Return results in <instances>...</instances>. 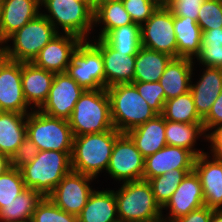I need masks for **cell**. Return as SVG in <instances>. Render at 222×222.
<instances>
[{
    "label": "cell",
    "mask_w": 222,
    "mask_h": 222,
    "mask_svg": "<svg viewBox=\"0 0 222 222\" xmlns=\"http://www.w3.org/2000/svg\"><path fill=\"white\" fill-rule=\"evenodd\" d=\"M32 222H78L77 216L69 214L55 205L48 197H43L32 215Z\"/></svg>",
    "instance_id": "cell-36"
},
{
    "label": "cell",
    "mask_w": 222,
    "mask_h": 222,
    "mask_svg": "<svg viewBox=\"0 0 222 222\" xmlns=\"http://www.w3.org/2000/svg\"><path fill=\"white\" fill-rule=\"evenodd\" d=\"M12 168L11 157L0 152V176Z\"/></svg>",
    "instance_id": "cell-47"
},
{
    "label": "cell",
    "mask_w": 222,
    "mask_h": 222,
    "mask_svg": "<svg viewBox=\"0 0 222 222\" xmlns=\"http://www.w3.org/2000/svg\"><path fill=\"white\" fill-rule=\"evenodd\" d=\"M37 146L26 137L11 157L12 167L20 169L30 163L38 154Z\"/></svg>",
    "instance_id": "cell-41"
},
{
    "label": "cell",
    "mask_w": 222,
    "mask_h": 222,
    "mask_svg": "<svg viewBox=\"0 0 222 222\" xmlns=\"http://www.w3.org/2000/svg\"><path fill=\"white\" fill-rule=\"evenodd\" d=\"M139 94L144 98L148 105L157 113L162 114L165 104V92L159 82H140L132 83Z\"/></svg>",
    "instance_id": "cell-38"
},
{
    "label": "cell",
    "mask_w": 222,
    "mask_h": 222,
    "mask_svg": "<svg viewBox=\"0 0 222 222\" xmlns=\"http://www.w3.org/2000/svg\"><path fill=\"white\" fill-rule=\"evenodd\" d=\"M26 136L39 151H72L74 135L68 120L51 117L39 110L27 114Z\"/></svg>",
    "instance_id": "cell-7"
},
{
    "label": "cell",
    "mask_w": 222,
    "mask_h": 222,
    "mask_svg": "<svg viewBox=\"0 0 222 222\" xmlns=\"http://www.w3.org/2000/svg\"><path fill=\"white\" fill-rule=\"evenodd\" d=\"M94 40L92 43L103 57L105 89L116 84L133 83L136 55L117 52L103 38Z\"/></svg>",
    "instance_id": "cell-18"
},
{
    "label": "cell",
    "mask_w": 222,
    "mask_h": 222,
    "mask_svg": "<svg viewBox=\"0 0 222 222\" xmlns=\"http://www.w3.org/2000/svg\"><path fill=\"white\" fill-rule=\"evenodd\" d=\"M103 39L117 52L137 55L141 48L140 25L129 24L115 28Z\"/></svg>",
    "instance_id": "cell-33"
},
{
    "label": "cell",
    "mask_w": 222,
    "mask_h": 222,
    "mask_svg": "<svg viewBox=\"0 0 222 222\" xmlns=\"http://www.w3.org/2000/svg\"><path fill=\"white\" fill-rule=\"evenodd\" d=\"M222 124V92L213 103L210 112L203 119V128L207 135V132L218 125Z\"/></svg>",
    "instance_id": "cell-43"
},
{
    "label": "cell",
    "mask_w": 222,
    "mask_h": 222,
    "mask_svg": "<svg viewBox=\"0 0 222 222\" xmlns=\"http://www.w3.org/2000/svg\"><path fill=\"white\" fill-rule=\"evenodd\" d=\"M197 24L202 32L222 28V0H205L200 7Z\"/></svg>",
    "instance_id": "cell-37"
},
{
    "label": "cell",
    "mask_w": 222,
    "mask_h": 222,
    "mask_svg": "<svg viewBox=\"0 0 222 222\" xmlns=\"http://www.w3.org/2000/svg\"><path fill=\"white\" fill-rule=\"evenodd\" d=\"M115 128L100 133L74 137L71 154L72 171L97 178L107 171L115 140L121 135Z\"/></svg>",
    "instance_id": "cell-1"
},
{
    "label": "cell",
    "mask_w": 222,
    "mask_h": 222,
    "mask_svg": "<svg viewBox=\"0 0 222 222\" xmlns=\"http://www.w3.org/2000/svg\"><path fill=\"white\" fill-rule=\"evenodd\" d=\"M172 58L166 53L141 46L136 55L134 81L159 82Z\"/></svg>",
    "instance_id": "cell-28"
},
{
    "label": "cell",
    "mask_w": 222,
    "mask_h": 222,
    "mask_svg": "<svg viewBox=\"0 0 222 222\" xmlns=\"http://www.w3.org/2000/svg\"><path fill=\"white\" fill-rule=\"evenodd\" d=\"M77 220L78 222H119L115 190H94L77 216Z\"/></svg>",
    "instance_id": "cell-25"
},
{
    "label": "cell",
    "mask_w": 222,
    "mask_h": 222,
    "mask_svg": "<svg viewBox=\"0 0 222 222\" xmlns=\"http://www.w3.org/2000/svg\"><path fill=\"white\" fill-rule=\"evenodd\" d=\"M202 135L204 138L207 137L203 123H181L165 120V138L167 145L190 150L196 157L206 153L194 148L196 139Z\"/></svg>",
    "instance_id": "cell-29"
},
{
    "label": "cell",
    "mask_w": 222,
    "mask_h": 222,
    "mask_svg": "<svg viewBox=\"0 0 222 222\" xmlns=\"http://www.w3.org/2000/svg\"><path fill=\"white\" fill-rule=\"evenodd\" d=\"M27 114L0 111V152L12 157L26 136Z\"/></svg>",
    "instance_id": "cell-26"
},
{
    "label": "cell",
    "mask_w": 222,
    "mask_h": 222,
    "mask_svg": "<svg viewBox=\"0 0 222 222\" xmlns=\"http://www.w3.org/2000/svg\"><path fill=\"white\" fill-rule=\"evenodd\" d=\"M196 156L182 147L166 145L145 158L143 179L150 180L175 169H194Z\"/></svg>",
    "instance_id": "cell-19"
},
{
    "label": "cell",
    "mask_w": 222,
    "mask_h": 222,
    "mask_svg": "<svg viewBox=\"0 0 222 222\" xmlns=\"http://www.w3.org/2000/svg\"><path fill=\"white\" fill-rule=\"evenodd\" d=\"M144 162L132 139L122 133L115 140L106 173L121 183L142 180Z\"/></svg>",
    "instance_id": "cell-11"
},
{
    "label": "cell",
    "mask_w": 222,
    "mask_h": 222,
    "mask_svg": "<svg viewBox=\"0 0 222 222\" xmlns=\"http://www.w3.org/2000/svg\"><path fill=\"white\" fill-rule=\"evenodd\" d=\"M205 0H172L166 8L174 16L190 17L197 22L198 13Z\"/></svg>",
    "instance_id": "cell-40"
},
{
    "label": "cell",
    "mask_w": 222,
    "mask_h": 222,
    "mask_svg": "<svg viewBox=\"0 0 222 222\" xmlns=\"http://www.w3.org/2000/svg\"><path fill=\"white\" fill-rule=\"evenodd\" d=\"M194 60L189 58H172L159 79L164 89L165 99L170 100L190 91Z\"/></svg>",
    "instance_id": "cell-23"
},
{
    "label": "cell",
    "mask_w": 222,
    "mask_h": 222,
    "mask_svg": "<svg viewBox=\"0 0 222 222\" xmlns=\"http://www.w3.org/2000/svg\"><path fill=\"white\" fill-rule=\"evenodd\" d=\"M204 206L201 181L195 170L187 173L162 210L170 209L169 215L162 216L164 222H172L189 212Z\"/></svg>",
    "instance_id": "cell-14"
},
{
    "label": "cell",
    "mask_w": 222,
    "mask_h": 222,
    "mask_svg": "<svg viewBox=\"0 0 222 222\" xmlns=\"http://www.w3.org/2000/svg\"><path fill=\"white\" fill-rule=\"evenodd\" d=\"M194 169H175L149 180L155 201L161 208L168 202L187 173Z\"/></svg>",
    "instance_id": "cell-34"
},
{
    "label": "cell",
    "mask_w": 222,
    "mask_h": 222,
    "mask_svg": "<svg viewBox=\"0 0 222 222\" xmlns=\"http://www.w3.org/2000/svg\"><path fill=\"white\" fill-rule=\"evenodd\" d=\"M159 7H166L172 0H153Z\"/></svg>",
    "instance_id": "cell-50"
},
{
    "label": "cell",
    "mask_w": 222,
    "mask_h": 222,
    "mask_svg": "<svg viewBox=\"0 0 222 222\" xmlns=\"http://www.w3.org/2000/svg\"><path fill=\"white\" fill-rule=\"evenodd\" d=\"M83 92L84 89L66 72L55 73L47 100L39 111L68 120Z\"/></svg>",
    "instance_id": "cell-13"
},
{
    "label": "cell",
    "mask_w": 222,
    "mask_h": 222,
    "mask_svg": "<svg viewBox=\"0 0 222 222\" xmlns=\"http://www.w3.org/2000/svg\"><path fill=\"white\" fill-rule=\"evenodd\" d=\"M87 1H89L94 6L99 0H87Z\"/></svg>",
    "instance_id": "cell-52"
},
{
    "label": "cell",
    "mask_w": 222,
    "mask_h": 222,
    "mask_svg": "<svg viewBox=\"0 0 222 222\" xmlns=\"http://www.w3.org/2000/svg\"><path fill=\"white\" fill-rule=\"evenodd\" d=\"M133 22L144 24L159 7L153 0H122Z\"/></svg>",
    "instance_id": "cell-39"
},
{
    "label": "cell",
    "mask_w": 222,
    "mask_h": 222,
    "mask_svg": "<svg viewBox=\"0 0 222 222\" xmlns=\"http://www.w3.org/2000/svg\"><path fill=\"white\" fill-rule=\"evenodd\" d=\"M43 196L34 189L26 188L11 203L0 209V222H22L32 219L37 204Z\"/></svg>",
    "instance_id": "cell-31"
},
{
    "label": "cell",
    "mask_w": 222,
    "mask_h": 222,
    "mask_svg": "<svg viewBox=\"0 0 222 222\" xmlns=\"http://www.w3.org/2000/svg\"><path fill=\"white\" fill-rule=\"evenodd\" d=\"M21 81V62L8 59L0 69V111L28 114Z\"/></svg>",
    "instance_id": "cell-16"
},
{
    "label": "cell",
    "mask_w": 222,
    "mask_h": 222,
    "mask_svg": "<svg viewBox=\"0 0 222 222\" xmlns=\"http://www.w3.org/2000/svg\"><path fill=\"white\" fill-rule=\"evenodd\" d=\"M2 19V0H0V24Z\"/></svg>",
    "instance_id": "cell-51"
},
{
    "label": "cell",
    "mask_w": 222,
    "mask_h": 222,
    "mask_svg": "<svg viewBox=\"0 0 222 222\" xmlns=\"http://www.w3.org/2000/svg\"><path fill=\"white\" fill-rule=\"evenodd\" d=\"M54 75L32 62H21L22 89L28 106L34 105L31 110H39L47 100Z\"/></svg>",
    "instance_id": "cell-20"
},
{
    "label": "cell",
    "mask_w": 222,
    "mask_h": 222,
    "mask_svg": "<svg viewBox=\"0 0 222 222\" xmlns=\"http://www.w3.org/2000/svg\"><path fill=\"white\" fill-rule=\"evenodd\" d=\"M3 44V45H2ZM4 42H0V69L2 65L8 60Z\"/></svg>",
    "instance_id": "cell-48"
},
{
    "label": "cell",
    "mask_w": 222,
    "mask_h": 222,
    "mask_svg": "<svg viewBox=\"0 0 222 222\" xmlns=\"http://www.w3.org/2000/svg\"><path fill=\"white\" fill-rule=\"evenodd\" d=\"M108 1H122V0H99L98 2H108Z\"/></svg>",
    "instance_id": "cell-53"
},
{
    "label": "cell",
    "mask_w": 222,
    "mask_h": 222,
    "mask_svg": "<svg viewBox=\"0 0 222 222\" xmlns=\"http://www.w3.org/2000/svg\"><path fill=\"white\" fill-rule=\"evenodd\" d=\"M197 61L204 67L222 69V46L201 45L200 52L196 56Z\"/></svg>",
    "instance_id": "cell-42"
},
{
    "label": "cell",
    "mask_w": 222,
    "mask_h": 222,
    "mask_svg": "<svg viewBox=\"0 0 222 222\" xmlns=\"http://www.w3.org/2000/svg\"><path fill=\"white\" fill-rule=\"evenodd\" d=\"M72 151H38L37 156L20 168L26 188L47 197L65 175L72 171Z\"/></svg>",
    "instance_id": "cell-2"
},
{
    "label": "cell",
    "mask_w": 222,
    "mask_h": 222,
    "mask_svg": "<svg viewBox=\"0 0 222 222\" xmlns=\"http://www.w3.org/2000/svg\"><path fill=\"white\" fill-rule=\"evenodd\" d=\"M40 0H2L0 42L41 13Z\"/></svg>",
    "instance_id": "cell-21"
},
{
    "label": "cell",
    "mask_w": 222,
    "mask_h": 222,
    "mask_svg": "<svg viewBox=\"0 0 222 222\" xmlns=\"http://www.w3.org/2000/svg\"><path fill=\"white\" fill-rule=\"evenodd\" d=\"M106 89L112 122L120 133H127L157 115L132 83L116 84Z\"/></svg>",
    "instance_id": "cell-4"
},
{
    "label": "cell",
    "mask_w": 222,
    "mask_h": 222,
    "mask_svg": "<svg viewBox=\"0 0 222 222\" xmlns=\"http://www.w3.org/2000/svg\"><path fill=\"white\" fill-rule=\"evenodd\" d=\"M214 209L202 206L196 210L189 212L172 222H210Z\"/></svg>",
    "instance_id": "cell-44"
},
{
    "label": "cell",
    "mask_w": 222,
    "mask_h": 222,
    "mask_svg": "<svg viewBox=\"0 0 222 222\" xmlns=\"http://www.w3.org/2000/svg\"><path fill=\"white\" fill-rule=\"evenodd\" d=\"M40 4L49 13L43 15L58 33H60L59 28H62L63 33L89 40V33L94 28V6L89 1L40 0Z\"/></svg>",
    "instance_id": "cell-6"
},
{
    "label": "cell",
    "mask_w": 222,
    "mask_h": 222,
    "mask_svg": "<svg viewBox=\"0 0 222 222\" xmlns=\"http://www.w3.org/2000/svg\"><path fill=\"white\" fill-rule=\"evenodd\" d=\"M161 115L168 121L203 123V119L196 111L193 96L190 91L170 100H166Z\"/></svg>",
    "instance_id": "cell-32"
},
{
    "label": "cell",
    "mask_w": 222,
    "mask_h": 222,
    "mask_svg": "<svg viewBox=\"0 0 222 222\" xmlns=\"http://www.w3.org/2000/svg\"><path fill=\"white\" fill-rule=\"evenodd\" d=\"M92 41L82 40L80 42L66 69V73L84 90L105 88L103 57Z\"/></svg>",
    "instance_id": "cell-9"
},
{
    "label": "cell",
    "mask_w": 222,
    "mask_h": 222,
    "mask_svg": "<svg viewBox=\"0 0 222 222\" xmlns=\"http://www.w3.org/2000/svg\"><path fill=\"white\" fill-rule=\"evenodd\" d=\"M213 131L207 133L208 142L211 143L210 148L212 155L222 158V124L213 128Z\"/></svg>",
    "instance_id": "cell-45"
},
{
    "label": "cell",
    "mask_w": 222,
    "mask_h": 222,
    "mask_svg": "<svg viewBox=\"0 0 222 222\" xmlns=\"http://www.w3.org/2000/svg\"><path fill=\"white\" fill-rule=\"evenodd\" d=\"M141 46L177 58L174 15L166 7H158L140 26Z\"/></svg>",
    "instance_id": "cell-10"
},
{
    "label": "cell",
    "mask_w": 222,
    "mask_h": 222,
    "mask_svg": "<svg viewBox=\"0 0 222 222\" xmlns=\"http://www.w3.org/2000/svg\"><path fill=\"white\" fill-rule=\"evenodd\" d=\"M100 23L102 26L98 38H104L111 30L135 24L124 8L122 1L97 2L94 5V26Z\"/></svg>",
    "instance_id": "cell-30"
},
{
    "label": "cell",
    "mask_w": 222,
    "mask_h": 222,
    "mask_svg": "<svg viewBox=\"0 0 222 222\" xmlns=\"http://www.w3.org/2000/svg\"><path fill=\"white\" fill-rule=\"evenodd\" d=\"M201 45L222 46V28L203 31Z\"/></svg>",
    "instance_id": "cell-46"
},
{
    "label": "cell",
    "mask_w": 222,
    "mask_h": 222,
    "mask_svg": "<svg viewBox=\"0 0 222 222\" xmlns=\"http://www.w3.org/2000/svg\"><path fill=\"white\" fill-rule=\"evenodd\" d=\"M194 170L201 181L204 206L222 210V158L201 154L195 159Z\"/></svg>",
    "instance_id": "cell-17"
},
{
    "label": "cell",
    "mask_w": 222,
    "mask_h": 222,
    "mask_svg": "<svg viewBox=\"0 0 222 222\" xmlns=\"http://www.w3.org/2000/svg\"><path fill=\"white\" fill-rule=\"evenodd\" d=\"M81 41L78 36L58 33L40 50L32 63L46 71L64 73Z\"/></svg>",
    "instance_id": "cell-15"
},
{
    "label": "cell",
    "mask_w": 222,
    "mask_h": 222,
    "mask_svg": "<svg viewBox=\"0 0 222 222\" xmlns=\"http://www.w3.org/2000/svg\"><path fill=\"white\" fill-rule=\"evenodd\" d=\"M190 92L198 115L204 119L222 92V69L206 66L199 81L195 84L191 81Z\"/></svg>",
    "instance_id": "cell-22"
},
{
    "label": "cell",
    "mask_w": 222,
    "mask_h": 222,
    "mask_svg": "<svg viewBox=\"0 0 222 222\" xmlns=\"http://www.w3.org/2000/svg\"><path fill=\"white\" fill-rule=\"evenodd\" d=\"M210 222H222V210H214Z\"/></svg>",
    "instance_id": "cell-49"
},
{
    "label": "cell",
    "mask_w": 222,
    "mask_h": 222,
    "mask_svg": "<svg viewBox=\"0 0 222 222\" xmlns=\"http://www.w3.org/2000/svg\"><path fill=\"white\" fill-rule=\"evenodd\" d=\"M135 143L144 158L156 153L167 145L165 119L161 114L126 133Z\"/></svg>",
    "instance_id": "cell-24"
},
{
    "label": "cell",
    "mask_w": 222,
    "mask_h": 222,
    "mask_svg": "<svg viewBox=\"0 0 222 222\" xmlns=\"http://www.w3.org/2000/svg\"><path fill=\"white\" fill-rule=\"evenodd\" d=\"M68 122L74 137L114 129L107 89L84 90Z\"/></svg>",
    "instance_id": "cell-5"
},
{
    "label": "cell",
    "mask_w": 222,
    "mask_h": 222,
    "mask_svg": "<svg viewBox=\"0 0 222 222\" xmlns=\"http://www.w3.org/2000/svg\"><path fill=\"white\" fill-rule=\"evenodd\" d=\"M177 57L195 59L202 44V30L190 17L174 16Z\"/></svg>",
    "instance_id": "cell-27"
},
{
    "label": "cell",
    "mask_w": 222,
    "mask_h": 222,
    "mask_svg": "<svg viewBox=\"0 0 222 222\" xmlns=\"http://www.w3.org/2000/svg\"><path fill=\"white\" fill-rule=\"evenodd\" d=\"M25 189L20 169L12 167L2 174L0 176V209L11 203Z\"/></svg>",
    "instance_id": "cell-35"
},
{
    "label": "cell",
    "mask_w": 222,
    "mask_h": 222,
    "mask_svg": "<svg viewBox=\"0 0 222 222\" xmlns=\"http://www.w3.org/2000/svg\"><path fill=\"white\" fill-rule=\"evenodd\" d=\"M119 222H158L163 211L148 180L124 182L115 191Z\"/></svg>",
    "instance_id": "cell-3"
},
{
    "label": "cell",
    "mask_w": 222,
    "mask_h": 222,
    "mask_svg": "<svg viewBox=\"0 0 222 222\" xmlns=\"http://www.w3.org/2000/svg\"><path fill=\"white\" fill-rule=\"evenodd\" d=\"M57 34L54 26L41 12L6 39L4 43L7 56L10 60L18 62H32ZM11 40L12 47L7 43Z\"/></svg>",
    "instance_id": "cell-8"
},
{
    "label": "cell",
    "mask_w": 222,
    "mask_h": 222,
    "mask_svg": "<svg viewBox=\"0 0 222 222\" xmlns=\"http://www.w3.org/2000/svg\"><path fill=\"white\" fill-rule=\"evenodd\" d=\"M94 179L91 176L71 171L63 177L47 197L60 209L78 216L94 191L90 187V183Z\"/></svg>",
    "instance_id": "cell-12"
}]
</instances>
